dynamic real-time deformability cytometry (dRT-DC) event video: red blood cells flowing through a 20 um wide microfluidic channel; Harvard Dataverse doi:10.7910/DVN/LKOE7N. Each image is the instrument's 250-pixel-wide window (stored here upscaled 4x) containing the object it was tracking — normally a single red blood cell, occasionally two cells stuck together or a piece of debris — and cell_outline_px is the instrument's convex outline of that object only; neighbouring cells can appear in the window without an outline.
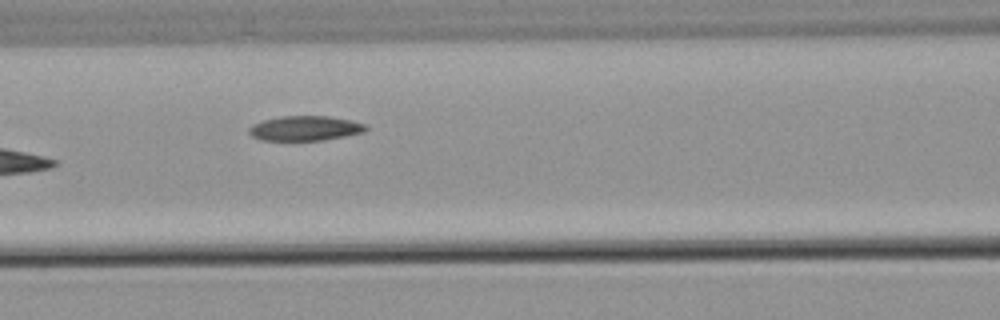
{"species": "common noctule bat (a hibernating species)", "species_latin": "Nyctalus noctula", "temperature_condition": "warm", "stored_images_in_passage": 6, "camera_frame_rate_fps": 3000, "um_per_image_px": 0.085, "animal": {"sex": "male", "body_mass_g": 21.5, "forearm_length_mm": 52.0}, "frame": {"image": 1, "passage_image": 5, "time_ms": 5.667, "image_size_px": [1000, 320], "cell_outline_px": [[368, 128], [364, 132], [344, 136], [320, 140], [260, 140], [252, 136], [248, 132], [248, 128], [252, 124], [264, 120], [280, 116], [328, 116], [352, 120], [368, 124]], "centroid_in_image_um": [25.94, 10.89], "position_along_channel_um": 140.7, "area_um2": 16.94}}